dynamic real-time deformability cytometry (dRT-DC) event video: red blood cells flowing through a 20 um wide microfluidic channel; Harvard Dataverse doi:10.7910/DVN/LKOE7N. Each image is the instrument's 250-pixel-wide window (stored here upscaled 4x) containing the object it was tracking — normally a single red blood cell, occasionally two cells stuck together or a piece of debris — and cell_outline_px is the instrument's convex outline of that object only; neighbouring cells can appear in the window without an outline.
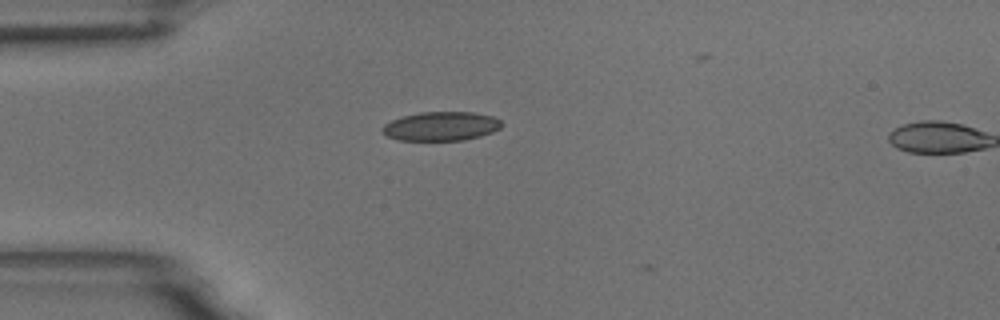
{"species": "common noctule bat (a hibernating species)", "species_latin": "Nyctalus noctula", "temperature_condition": "room temperature", "stored_images_in_passage": 2, "camera_frame_rate_fps": 3000, "um_per_image_px": 0.085, "animal": {"sex": "male", "body_mass_g": 18.8}, "frame": {"image": 1, "passage_image": 1, "time_ms": 0.0, "image_size_px": [1000, 320], "cell_outline_px": [[504, 124], [500, 128], [492, 132], [480, 136], [464, 140], [400, 140], [388, 136], [380, 132], [380, 128], [384, 124], [392, 120], [404, 116], [420, 112], [472, 112], [492, 116], [500, 120]], "centroid_in_image_um": [37.49, 10.73], "position_along_channel_um": 47.5, "area_um2": 20.17}}